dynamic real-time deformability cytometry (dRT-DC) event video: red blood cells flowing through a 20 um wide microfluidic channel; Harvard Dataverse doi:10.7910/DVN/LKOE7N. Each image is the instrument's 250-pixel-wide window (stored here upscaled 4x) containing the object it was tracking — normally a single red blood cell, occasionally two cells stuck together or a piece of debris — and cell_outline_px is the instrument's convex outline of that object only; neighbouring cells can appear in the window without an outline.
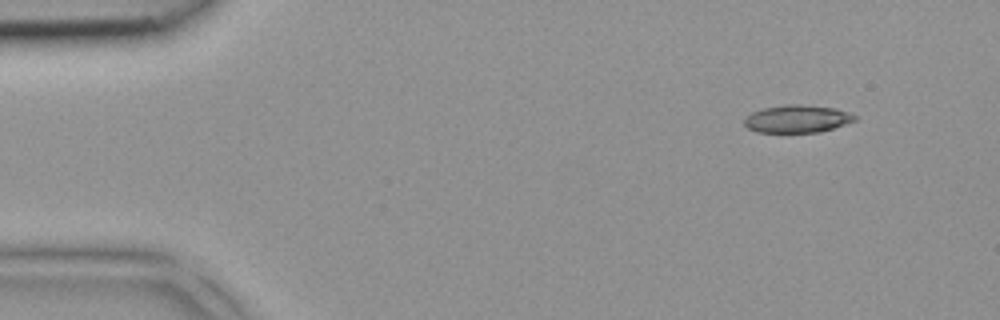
{"species": "common noctule bat (a hibernating species)", "species_latin": "Nyctalus noctula", "temperature_condition": "room temperature", "stored_images_in_passage": 3, "camera_frame_rate_fps": 3000, "um_per_image_px": 0.085, "animal": {"sex": "female", "body_mass_g": 18.4}, "frame": {"image": 1, "passage_image": 1, "time_ms": 0.0, "image_size_px": [1000, 320], "cell_outline_px": [[856, 120], [820, 132], [756, 132], [748, 128], [744, 124], [744, 116], [752, 112], [764, 108], [784, 104], [796, 104], [836, 108], [848, 112], [856, 116]], "centroid_in_image_um": [67.72, 10.1], "position_along_channel_um": 17.3, "area_um2": 17.74}}